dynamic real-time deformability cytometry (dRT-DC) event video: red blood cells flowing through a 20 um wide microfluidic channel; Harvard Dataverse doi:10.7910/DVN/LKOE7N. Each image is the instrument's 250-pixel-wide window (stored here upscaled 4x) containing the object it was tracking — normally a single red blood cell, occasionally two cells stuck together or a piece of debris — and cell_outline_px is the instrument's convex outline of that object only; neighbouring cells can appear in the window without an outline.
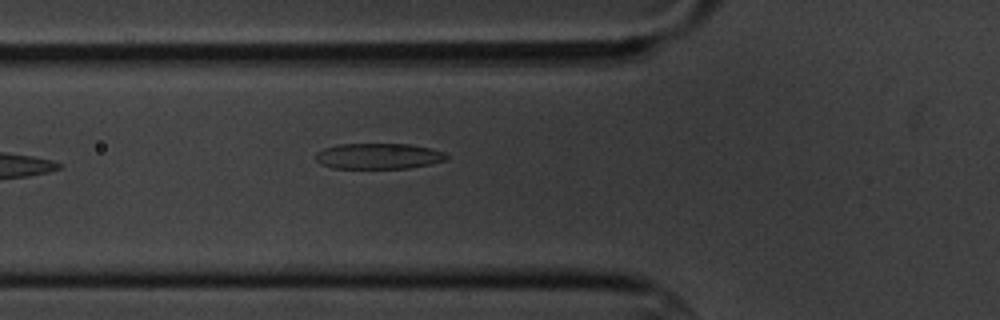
{"species": "common noctule bat (a hibernating species)", "species_latin": "Nyctalus noctula", "temperature_condition": "cold", "stored_images_in_passage": 4, "camera_frame_rate_fps": 3000, "um_per_image_px": 0.085, "animal": {"sex": "male", "body_mass_g": 20.1, "forearm_length_mm": 53.5}, "frame": {"image": 1, "passage_image": 4, "time_ms": 3.667, "image_size_px": [1000, 320], "cell_outline_px": [[448, 160], [432, 164], [408, 168], [332, 168], [320, 164], [316, 160], [316, 152], [324, 148], [336, 144], [408, 144], [432, 148], [444, 152], [448, 156]], "centroid_in_image_um": [32.19, 13.27], "position_along_channel_um": 93.6, "area_um2": 19.83}}